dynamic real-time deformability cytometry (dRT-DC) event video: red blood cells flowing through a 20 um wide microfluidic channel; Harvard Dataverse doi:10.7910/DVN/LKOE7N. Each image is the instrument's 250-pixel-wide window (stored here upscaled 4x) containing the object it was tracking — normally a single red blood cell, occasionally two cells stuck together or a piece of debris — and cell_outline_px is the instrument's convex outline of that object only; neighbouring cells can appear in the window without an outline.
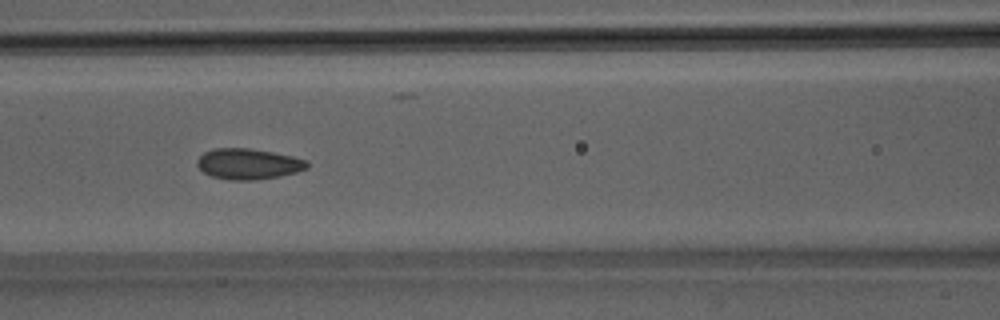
{"species": "Egyptian fruit bat (a non-hibernating species)", "species_latin": "Rousettus aegyptiacus", "temperature_condition": "room temperature", "stored_images_in_passage": 51, "camera_frame_rate_fps": 3000, "um_per_image_px": 0.085, "animal": {"sex": "male"}, "frame": {"image": 1, "passage_image": 22, "time_ms": 7.0, "image_size_px": [1000, 320], "cell_outline_px": [[308, 168], [296, 172], [280, 176], [252, 180], [232, 180], [212, 176], [204, 172], [196, 164], [196, 160], [204, 152], [216, 148], [248, 148], [272, 152], [292, 156], [308, 160]], "centroid_in_image_um": [21.11, 13.93], "position_along_channel_um": 145.5, "area_um2": 19.59}}
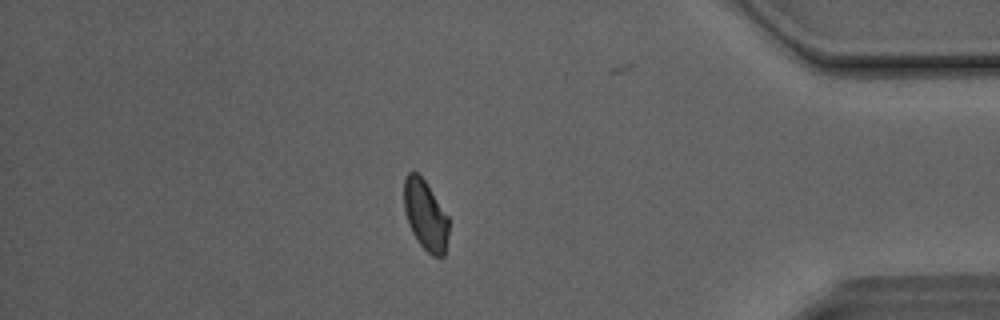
{"frame": {"image": 2, "passage_image": 43, "time_ms": 14.0, "image_size_px": [1000, 320], "cell_outline_px": [[448, 236], [444, 256], [432, 256], [420, 244], [412, 232], [408, 224], [404, 212], [404, 180], [408, 172], [416, 172], [428, 184], [448, 216]], "centroid_in_image_um": [36.16, 18.28], "position_along_channel_um": 399.0, "area_um2": 18.26}}
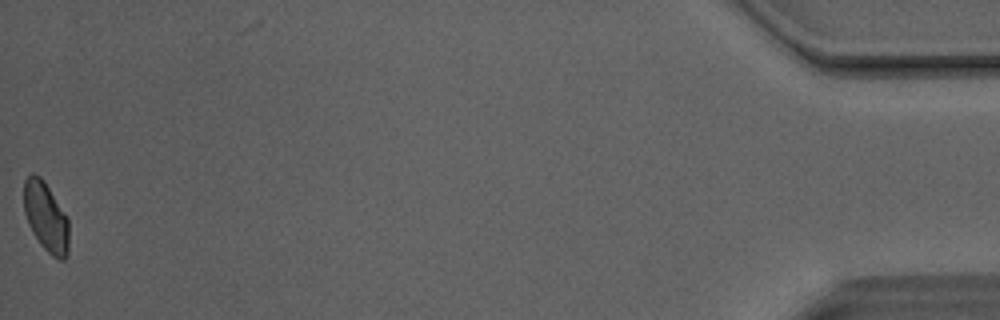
{"frame": {"image": 3, "passage_image": 50, "time_ms": 16.333, "image_size_px": [1000, 320], "cell_outline_px": [[68, 252], [64, 260], [60, 260], [52, 256], [40, 244], [32, 232], [28, 224], [24, 212], [24, 180], [32, 172], [40, 176], [48, 188], [68, 220]], "centroid_in_image_um": [3.88, 18.46], "position_along_channel_um": 431.3, "area_um2": 17.92}, "authors_computed_cell_mechanics": {"area_um2": 19.1318, "velocity_mm_per_s": 4.1251, "shape_relaxation_time_tau1_ms": 7.4509, "shape_relaxation_time_tau2_ms": 1.3037, "deformation_change_tau1": 0.1102, "deformation_change_tau2": 0.0611}}